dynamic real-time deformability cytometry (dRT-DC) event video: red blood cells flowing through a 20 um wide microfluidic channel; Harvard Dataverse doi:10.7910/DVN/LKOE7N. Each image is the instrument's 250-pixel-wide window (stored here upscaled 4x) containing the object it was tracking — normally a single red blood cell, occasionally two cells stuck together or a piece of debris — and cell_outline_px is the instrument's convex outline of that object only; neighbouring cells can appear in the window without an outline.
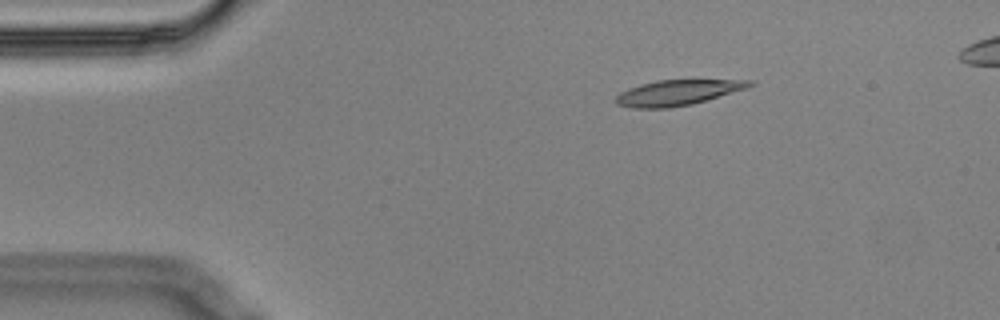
{"species": "Egyptian fruit bat (a non-hibernating species)", "species_latin": "Rousettus aegyptiacus", "temperature_condition": "cold", "stored_images_in_passage": 4, "camera_frame_rate_fps": 3000, "um_per_image_px": 0.085, "animal": {"sex": "male"}, "frame": {"image": 1, "passage_image": 1, "time_ms": 0.0, "image_size_px": [1000, 320], "cell_outline_px": [[756, 84], [748, 88], [692, 104], [668, 108], [632, 108], [616, 104], [616, 96], [620, 92], [628, 88], [640, 84], [656, 80], [752, 80]], "centroid_in_image_um": [57.59, 7.87], "position_along_channel_um": 27.4, "area_um2": 19.83}}